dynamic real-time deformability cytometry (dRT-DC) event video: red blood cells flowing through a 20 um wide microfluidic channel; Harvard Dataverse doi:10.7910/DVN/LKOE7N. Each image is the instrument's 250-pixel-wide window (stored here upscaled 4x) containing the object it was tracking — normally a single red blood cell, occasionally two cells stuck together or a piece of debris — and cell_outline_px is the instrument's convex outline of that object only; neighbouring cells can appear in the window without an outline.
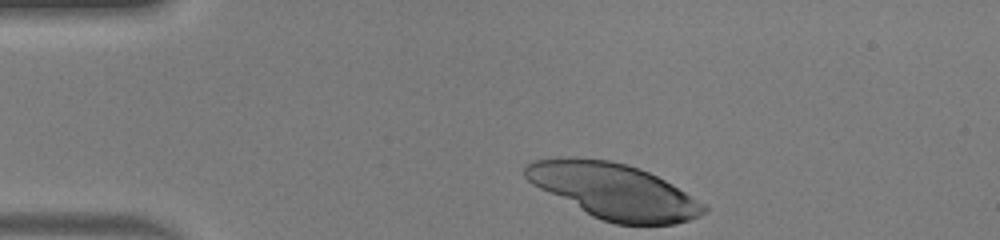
{"species": "human", "species_latin": "Homo sapiens", "temperature_condition": "warm", "stored_images_in_passage": 33, "camera_frame_rate_fps": 3000, "um_per_image_px": 0.085, "donor": {"sex": "male"}, "frame": {"image": 1, "passage_image": 1, "time_ms": 0.0, "image_size_px": [1000, 240], "cell_outline_px": [[708, 208], [700, 216], [688, 220], [672, 224], [616, 224], [592, 216], [532, 184], [524, 176], [524, 164], [532, 160], [556, 156], [568, 156], [612, 160], [628, 164], [640, 168], [672, 184], [704, 204]], "centroid_in_image_um": [52.11, 16.2], "position_along_channel_um": 32.9, "area_um2": 57.57}}